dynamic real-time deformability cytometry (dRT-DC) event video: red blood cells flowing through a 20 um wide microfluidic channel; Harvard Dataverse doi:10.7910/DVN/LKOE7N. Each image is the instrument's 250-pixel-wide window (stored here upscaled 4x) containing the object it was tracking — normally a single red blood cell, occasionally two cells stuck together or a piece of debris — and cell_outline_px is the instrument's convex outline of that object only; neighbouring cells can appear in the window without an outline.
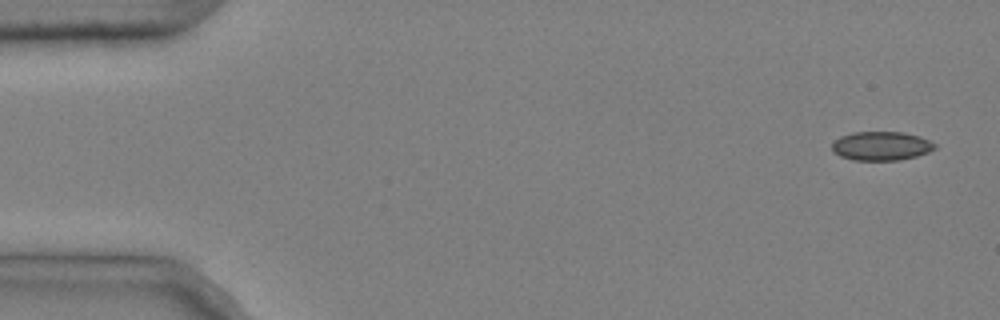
{"species": "common noctule bat (a hibernating species)", "species_latin": "Nyctalus noctula", "temperature_condition": "cold", "stored_images_in_passage": 4, "camera_frame_rate_fps": 3000, "um_per_image_px": 0.085, "animal": {"sex": "male", "body_mass_g": 20.4}, "frame": {"image": 1, "passage_image": 1, "time_ms": 0.0, "image_size_px": [1000, 320], "cell_outline_px": [[936, 148], [928, 152], [916, 156], [900, 160], [852, 160], [840, 156], [832, 148], [832, 140], [840, 136], [852, 132], [904, 132], [920, 136], [936, 144]], "centroid_in_image_um": [74.9, 12.4], "position_along_channel_um": 10.1, "area_um2": 17.4}}